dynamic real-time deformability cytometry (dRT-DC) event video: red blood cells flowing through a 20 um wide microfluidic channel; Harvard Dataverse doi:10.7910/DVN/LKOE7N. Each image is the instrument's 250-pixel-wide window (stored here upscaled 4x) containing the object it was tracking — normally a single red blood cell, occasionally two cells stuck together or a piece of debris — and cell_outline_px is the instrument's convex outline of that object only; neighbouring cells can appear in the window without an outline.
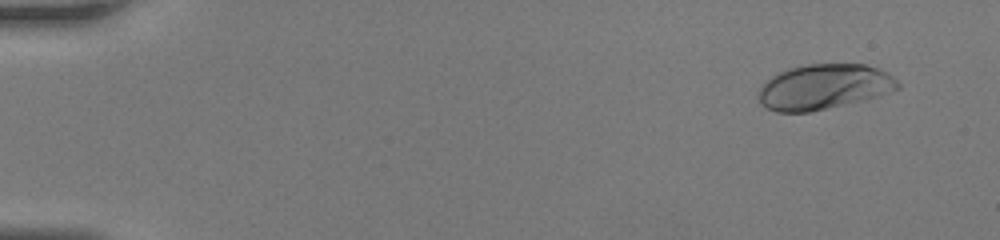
{"species": "human", "species_latin": "Homo sapiens", "temperature_condition": "room temperature", "stored_images_in_passage": 57, "camera_frame_rate_fps": 3000, "um_per_image_px": 0.085, "donor": {"sex": "female"}, "frame": {"image": 1, "passage_image": 5, "time_ms": 1.333, "image_size_px": [1000, 240], "cell_outline_px": [[900, 88], [876, 96], [812, 112], [776, 112], [760, 104], [756, 92], [772, 76], [788, 68], [808, 64], [864, 64], [876, 68], [892, 76], [900, 84]], "centroid_in_image_um": [69.98, 7.38], "position_along_channel_um": 15.0, "area_um2": 36.36}}
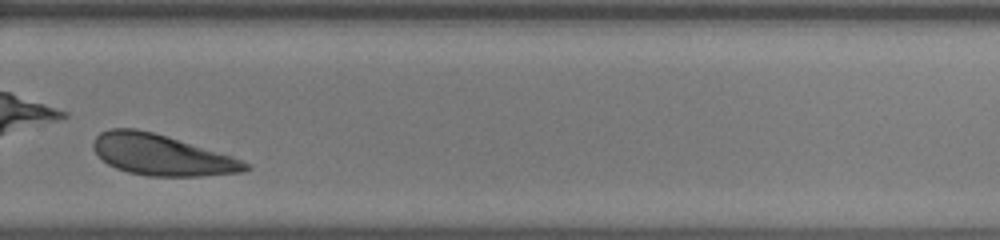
{"frame": {"image": 2, "passage_image": 42, "time_ms": 13.667, "image_size_px": [1000, 240], "cell_outline_px": [[252, 168], [244, 172], [200, 176], [148, 176], [128, 172], [116, 168], [108, 164], [92, 148], [92, 140], [100, 132], [112, 128], [136, 128], [152, 132], [232, 156], [252, 164]], "centroid_in_image_um": [13.74, 13.17], "position_along_channel_um": 316.1, "area_um2": 36.07}}
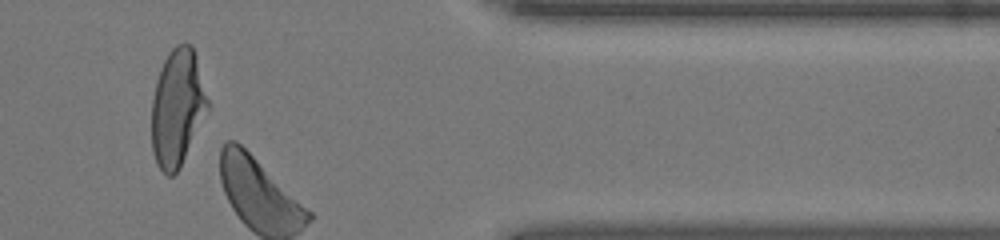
{"frame": {"image": 3, "passage_image": 49, "time_ms": 16.0, "image_size_px": [1000, 240], "cell_outline_px": [[212, 104], [180, 168], [172, 176], [168, 176], [156, 164], [152, 152], [152, 100], [156, 80], [160, 68], [168, 52], [176, 44], [192, 44]], "centroid_in_image_um": [15.11, 9.14], "position_along_channel_um": 396.3, "area_um2": 39.02}}